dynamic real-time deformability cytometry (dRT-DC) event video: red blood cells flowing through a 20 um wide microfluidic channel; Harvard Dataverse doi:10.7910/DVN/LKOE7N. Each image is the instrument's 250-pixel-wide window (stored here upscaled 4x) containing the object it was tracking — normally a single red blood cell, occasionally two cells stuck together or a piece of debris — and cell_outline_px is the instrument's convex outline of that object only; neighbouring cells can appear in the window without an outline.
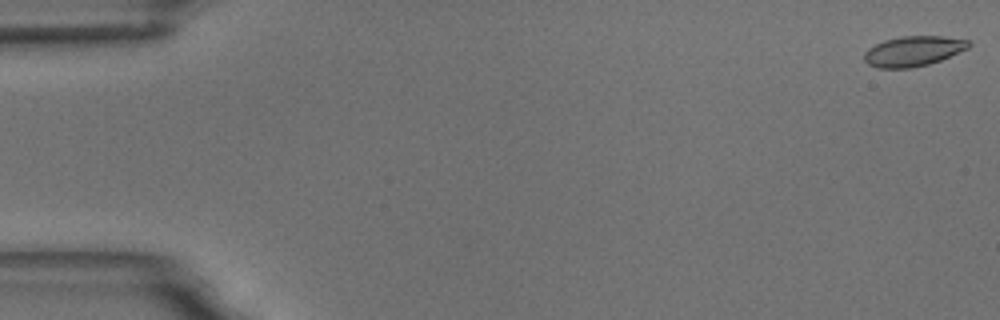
{"species": "common noctule bat (a hibernating species)", "species_latin": "Nyctalus noctula", "temperature_condition": "room temperature", "stored_images_in_passage": 58, "camera_frame_rate_fps": 3000, "um_per_image_px": 0.085, "animal": {"sex": "male", "body_mass_g": 18.8}, "frame": {"image": 1, "passage_image": 1, "time_ms": 0.0, "image_size_px": [1000, 320], "cell_outline_px": [[972, 44], [968, 48], [940, 60], [928, 64], [908, 68], [876, 68], [868, 64], [864, 60], [864, 52], [868, 48], [884, 40], [904, 36], [944, 36], [972, 40]], "centroid_in_image_um": [77.64, 4.34], "position_along_channel_um": 7.4, "area_um2": 18.38}}
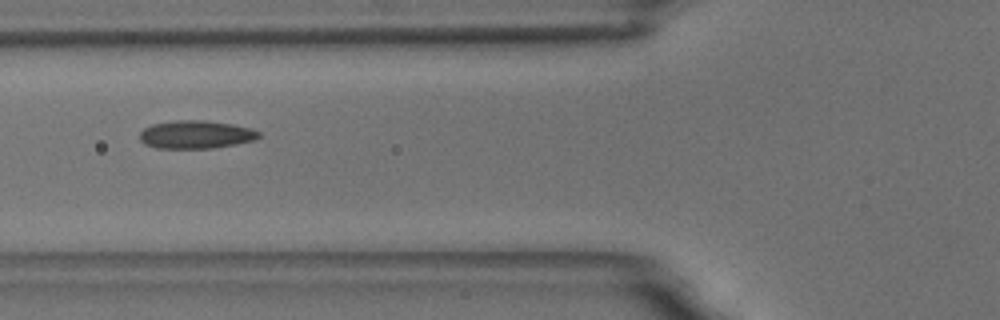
{"frame": {"image": 2, "passage_image": 22, "time_ms": 7.0, "image_size_px": [1000, 320], "cell_outline_px": [[260, 136], [256, 140], [236, 144], [212, 148], [156, 148], [144, 144], [140, 140], [140, 132], [144, 128], [152, 124], [176, 120], [204, 120], [232, 124], [252, 128], [260, 132]], "centroid_in_image_um": [16.66, 11.43], "position_along_channel_um": 109.1, "area_um2": 19.59}}
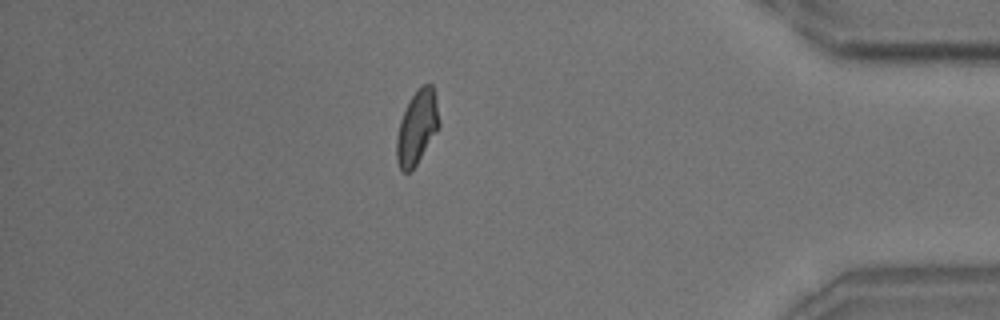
{"frame": {"image": 3, "passage_image": 50, "time_ms": 16.333, "image_size_px": [1000, 320], "cell_outline_px": [[440, 124], [436, 132], [416, 164], [408, 172], [404, 172], [400, 168], [396, 160], [396, 140], [400, 120], [412, 96], [424, 84], [432, 84], [436, 100], [440, 120]], "centroid_in_image_um": [35.44, 10.84], "position_along_channel_um": 399.8, "area_um2": 17.8}, "authors_computed_cell_mechanics": {"area_um2": 18.5827, "velocity_mm_per_s": 3.5026, "shape_relaxation_time_tau1_ms": 8.1591, "shape_relaxation_time_tau2_ms": 1.8477, "deformation_change_tau1": 0.1612, "deformation_change_tau2": 0.076}}